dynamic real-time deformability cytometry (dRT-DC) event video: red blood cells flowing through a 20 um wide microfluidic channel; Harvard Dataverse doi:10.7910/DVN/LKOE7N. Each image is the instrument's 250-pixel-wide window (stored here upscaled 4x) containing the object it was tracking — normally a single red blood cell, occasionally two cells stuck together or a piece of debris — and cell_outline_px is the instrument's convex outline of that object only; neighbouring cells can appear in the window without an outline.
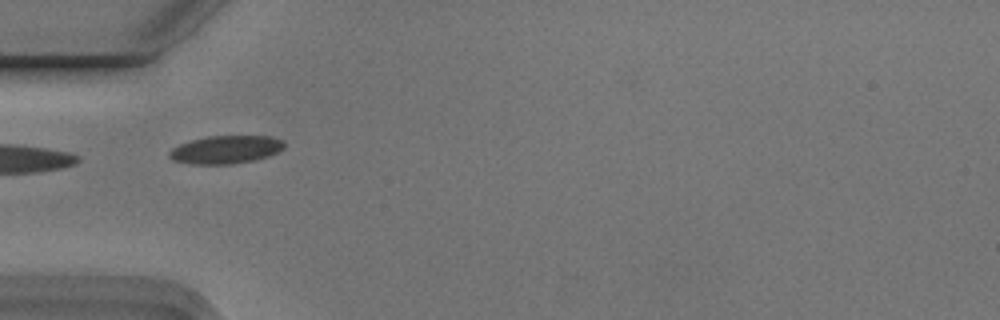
{"species": "Egyptian fruit bat (a non-hibernating species)", "species_latin": "Rousettus aegyptiacus", "temperature_condition": "cold", "stored_images_in_passage": 5, "segment_of_instrument_passage": [2, 2], "camera_frame_rate_fps": 3000, "um_per_image_px": 0.085, "animal": {"sex": "male"}, "frame": {"image": 1, "passage_image": 5, "time_ms": 1.333, "image_size_px": [1000, 320], "cell_outline_px": [[284, 148], [268, 156], [252, 160], [232, 164], [192, 164], [172, 160], [168, 156], [168, 152], [172, 148], [180, 144], [192, 140], [208, 136], [268, 136], [284, 140]], "centroid_in_image_um": [19.17, 12.71], "position_along_channel_um": 65.8, "area_um2": 18.67}}